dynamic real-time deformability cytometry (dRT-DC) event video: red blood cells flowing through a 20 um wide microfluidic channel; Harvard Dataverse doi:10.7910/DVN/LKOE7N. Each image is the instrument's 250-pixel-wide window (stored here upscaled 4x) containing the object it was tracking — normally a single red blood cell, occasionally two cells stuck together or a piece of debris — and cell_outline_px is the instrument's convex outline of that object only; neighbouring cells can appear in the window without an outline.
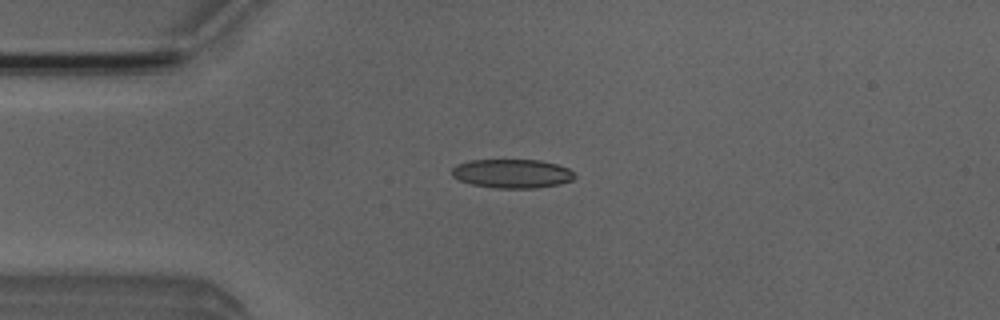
{"species": "Egyptian fruit bat (a non-hibernating species)", "species_latin": "Rousettus aegyptiacus", "temperature_condition": "room temperature", "stored_images_in_passage": 8, "camera_frame_rate_fps": 3000, "um_per_image_px": 0.085, "animal": {"sex": "male"}, "frame": {"image": 1, "passage_image": 4, "time_ms": 3.667, "image_size_px": [1000, 320], "cell_outline_px": [[576, 176], [572, 180], [560, 184], [536, 188], [496, 188], [472, 184], [460, 180], [452, 176], [452, 168], [456, 164], [472, 160], [540, 160], [556, 164], [568, 168]], "centroid_in_image_um": [43.53, 14.75], "position_along_channel_um": 41.5, "area_um2": 20.63}}
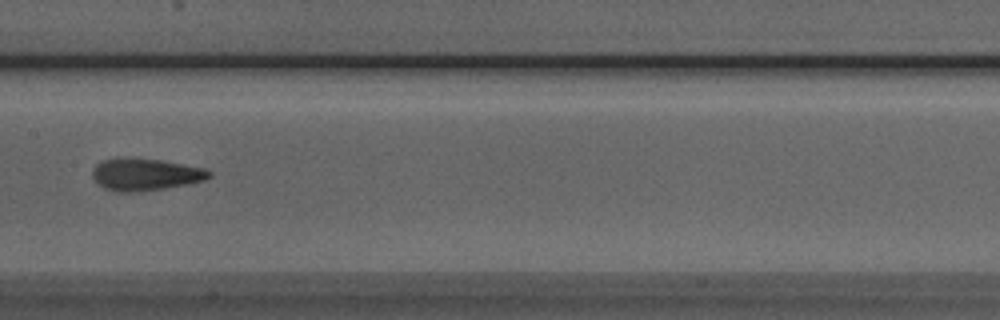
{"frame": {"image": 2, "passage_image": 8, "time_ms": 8.0, "image_size_px": [1000, 320], "cell_outline_px": [[212, 176], [204, 180], [188, 184], [164, 188], [136, 192], [116, 192], [104, 188], [92, 176], [92, 168], [96, 164], [104, 160], [128, 156], [160, 160], [204, 168], [212, 172]], "centroid_in_image_um": [12.34, 14.81], "position_along_channel_um": 195.1, "area_um2": 21.96}}